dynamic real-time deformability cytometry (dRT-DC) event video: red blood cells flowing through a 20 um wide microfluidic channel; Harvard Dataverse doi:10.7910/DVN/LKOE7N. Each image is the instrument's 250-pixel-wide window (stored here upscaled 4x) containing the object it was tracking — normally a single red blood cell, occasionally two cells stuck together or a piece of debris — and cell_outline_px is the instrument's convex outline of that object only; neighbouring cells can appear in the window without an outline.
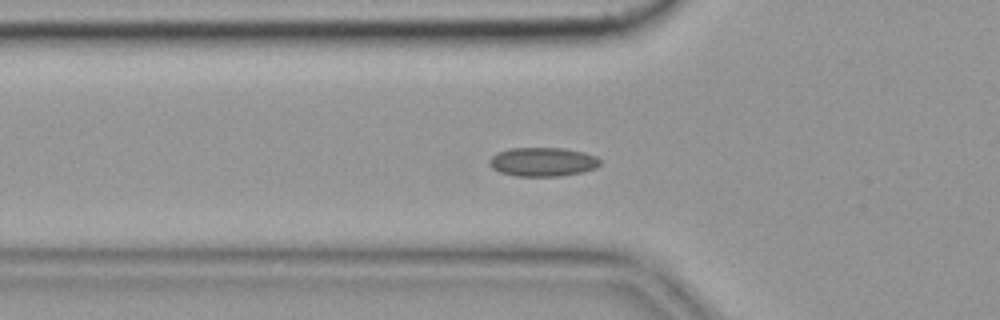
{"species": "common noctule bat (a hibernating species)", "species_latin": "Nyctalus noctula", "temperature_condition": "cold", "stored_images_in_passage": 44, "camera_frame_rate_fps": 3000, "um_per_image_px": 0.085, "animal": {"sex": "female", "body_mass_g": 19.9}, "frame": {"image": 1, "passage_image": 7, "time_ms": 2.0, "image_size_px": [1000, 320], "cell_outline_px": [[600, 164], [596, 168], [580, 172], [560, 176], [516, 176], [500, 172], [492, 168], [488, 164], [488, 160], [496, 152], [508, 148], [564, 148], [584, 152], [596, 156], [600, 160]], "centroid_in_image_um": [46.1, 13.75], "position_along_channel_um": 79.7, "area_um2": 18.79}, "authors_computed_cell_mechanics": {"area_um2": 17.8602, "velocity_mm_per_s": 3.6168, "shape_relaxation_time_tau1_ms": null, "shape_relaxation_time_tau2_ms": 4.489, "deformation_change_tau1": null, "deformation_change_tau2": 0.0801}}